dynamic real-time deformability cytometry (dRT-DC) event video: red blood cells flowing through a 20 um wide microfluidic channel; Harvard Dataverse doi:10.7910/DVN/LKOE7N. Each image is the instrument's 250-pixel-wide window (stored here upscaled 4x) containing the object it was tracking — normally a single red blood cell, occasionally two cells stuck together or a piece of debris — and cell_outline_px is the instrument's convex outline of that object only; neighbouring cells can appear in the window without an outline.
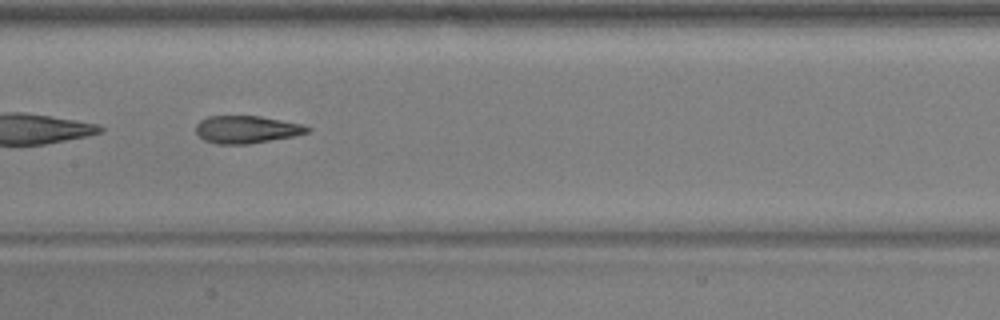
{"species": "common noctule bat (a hibernating species)", "species_latin": "Nyctalus noctula", "temperature_condition": "warm", "stored_images_in_passage": 35, "camera_frame_rate_fps": 3000, "um_per_image_px": 0.085, "animal": {"sex": "male", "body_mass_g": 17.9, "forearm_length_mm": 54.2}, "frame": {"image": 1, "passage_image": 11, "time_ms": 3.333, "image_size_px": [1000, 320], "cell_outline_px": [[312, 128], [308, 132], [296, 136], [248, 144], [216, 144], [204, 140], [196, 132], [196, 124], [200, 120], [208, 116], [260, 116], [300, 124]], "centroid_in_image_um": [20.95, 11.01], "position_along_channel_um": 186.5, "area_um2": 17.86}}